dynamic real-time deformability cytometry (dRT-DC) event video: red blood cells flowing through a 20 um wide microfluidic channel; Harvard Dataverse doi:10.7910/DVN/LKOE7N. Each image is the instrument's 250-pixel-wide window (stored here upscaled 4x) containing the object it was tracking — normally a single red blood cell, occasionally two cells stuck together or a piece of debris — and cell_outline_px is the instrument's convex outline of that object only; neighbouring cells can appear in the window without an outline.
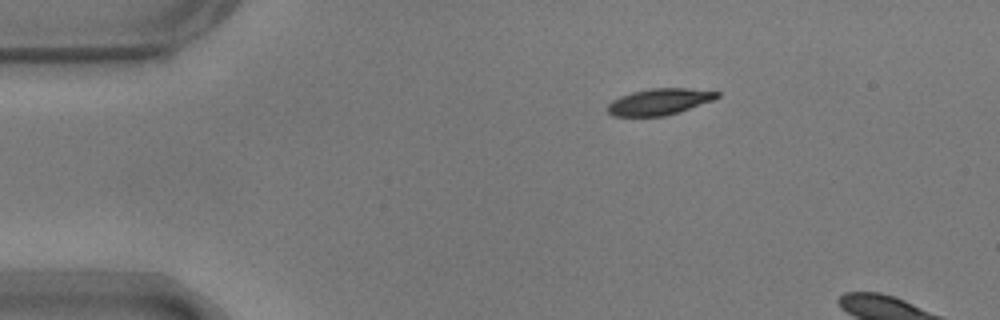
{"species": "common noctule bat (a hibernating species)", "species_latin": "Nyctalus noctula", "temperature_condition": "warm", "stored_images_in_passage": 5, "camera_frame_rate_fps": 3000, "um_per_image_px": 0.085, "animal": {"sex": "male", "body_mass_g": 17.9}, "frame": {"image": 1, "passage_image": 1, "time_ms": 0.0, "image_size_px": [1000, 320], "cell_outline_px": [[720, 96], [712, 100], [680, 112], [664, 116], [612, 116], [608, 112], [608, 104], [612, 100], [620, 96], [632, 92], [652, 88], [688, 88], [720, 92]], "centroid_in_image_um": [56.04, 8.64], "position_along_channel_um": 29.0, "area_um2": 16.76}}